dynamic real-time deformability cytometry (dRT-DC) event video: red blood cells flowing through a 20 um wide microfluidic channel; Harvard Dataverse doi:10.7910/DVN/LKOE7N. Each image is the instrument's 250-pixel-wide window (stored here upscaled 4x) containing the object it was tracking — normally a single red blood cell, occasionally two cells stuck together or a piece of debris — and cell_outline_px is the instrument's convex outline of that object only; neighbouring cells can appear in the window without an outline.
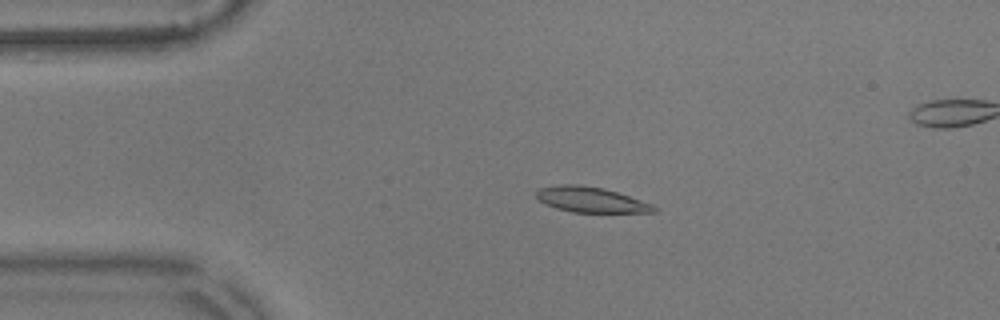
{"species": "common noctule bat (a hibernating species)", "species_latin": "Nyctalus noctula", "temperature_condition": "warm", "stored_images_in_passage": 57, "camera_frame_rate_fps": 3000, "um_per_image_px": 0.085, "animal": {"sex": "male", "body_mass_g": 17.9}, "frame": {"image": 1, "passage_image": 12, "time_ms": 3.667, "image_size_px": [1000, 320], "cell_outline_px": [[656, 212], [572, 212], [556, 208], [540, 200], [536, 196], [536, 192], [540, 188], [560, 184], [580, 184], [604, 188], [652, 204], [656, 208]], "centroid_in_image_um": [50.21, 16.96], "position_along_channel_um": 34.8, "area_um2": 17.11}}
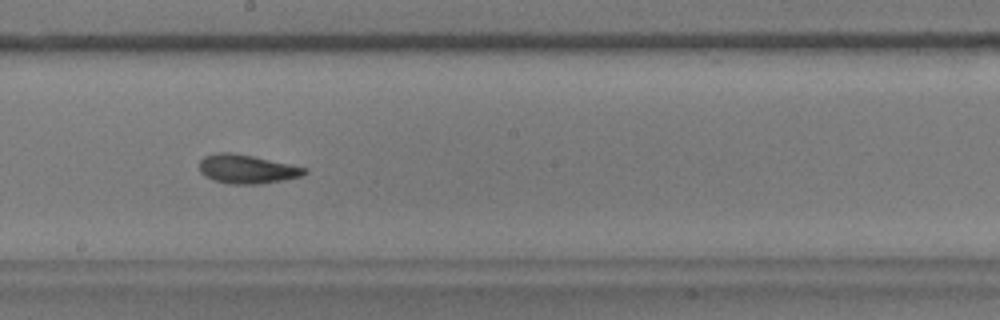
{"frame": {"image": 2, "passage_image": 31, "time_ms": 10.0, "image_size_px": [1000, 320], "cell_outline_px": [[308, 172], [300, 176], [284, 180], [260, 184], [228, 184], [212, 180], [204, 176], [200, 172], [200, 160], [204, 156], [216, 152], [232, 152], [252, 156], [308, 168]], "centroid_in_image_um": [20.96, 14.37], "position_along_channel_um": 227.2, "area_um2": 17.8}}
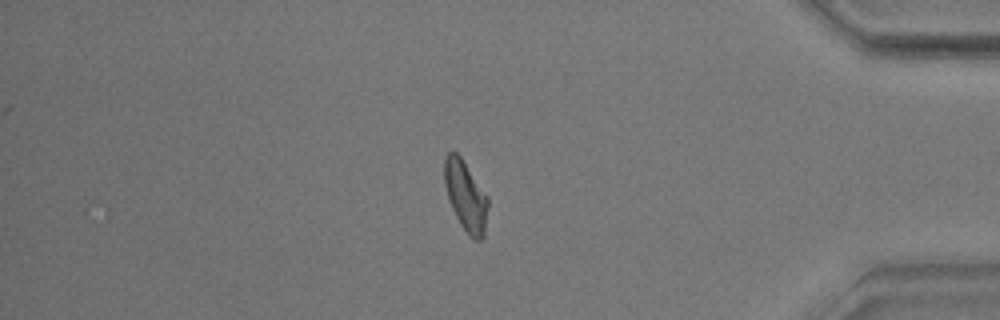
{"frame": {"image": 3, "passage_image": 48, "time_ms": 15.667, "image_size_px": [1000, 320], "cell_outline_px": [[488, 208], [484, 236], [480, 240], [472, 240], [468, 236], [460, 224], [448, 200], [444, 184], [444, 160], [448, 152], [452, 148], [460, 156], [488, 196]], "centroid_in_image_um": [39.57, 16.67], "position_along_channel_um": 395.6, "area_um2": 18.03}, "authors_computed_cell_mechanics": {"area_um2": 17.5134, "velocity_mm_per_s": 3.5807, "shape_relaxation_time_tau1_ms": 4.5904, "shape_relaxation_time_tau2_ms": 3.0348, "deformation_change_tau1": 0.1697, "deformation_change_tau2": 0.0985}}